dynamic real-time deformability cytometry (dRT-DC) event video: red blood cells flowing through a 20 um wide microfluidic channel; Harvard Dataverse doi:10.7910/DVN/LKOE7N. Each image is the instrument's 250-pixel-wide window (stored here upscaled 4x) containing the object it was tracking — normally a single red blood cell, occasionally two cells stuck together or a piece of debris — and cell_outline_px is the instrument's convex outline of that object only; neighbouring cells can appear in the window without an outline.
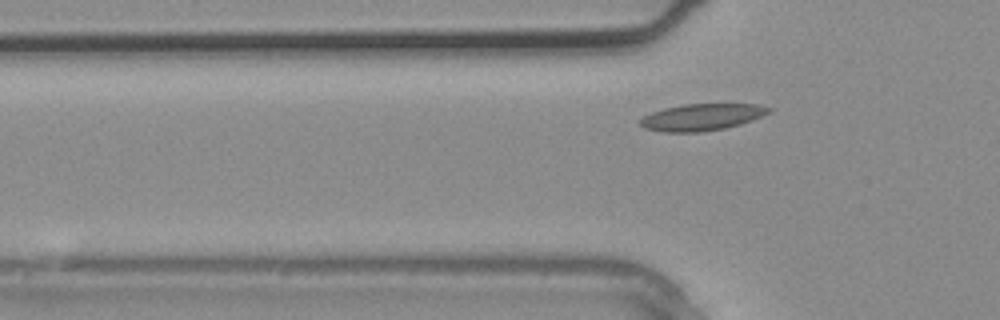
{"species": "common noctule bat (a hibernating species)", "species_latin": "Nyctalus noctula", "temperature_condition": "warm", "stored_images_in_passage": 4, "camera_frame_rate_fps": 3000, "um_per_image_px": 0.085, "animal": {"sex": "male", "body_mass_g": 20.4}, "frame": {"image": 1, "passage_image": 4, "time_ms": 1.0, "image_size_px": [1000, 320], "cell_outline_px": [[772, 112], [752, 120], [740, 124], [724, 128], [700, 132], [664, 132], [644, 128], [636, 120], [652, 112], [664, 108], [684, 104], [756, 104], [772, 108]], "centroid_in_image_um": [59.64, 9.95], "position_along_channel_um": 66.2, "area_um2": 20.11}}